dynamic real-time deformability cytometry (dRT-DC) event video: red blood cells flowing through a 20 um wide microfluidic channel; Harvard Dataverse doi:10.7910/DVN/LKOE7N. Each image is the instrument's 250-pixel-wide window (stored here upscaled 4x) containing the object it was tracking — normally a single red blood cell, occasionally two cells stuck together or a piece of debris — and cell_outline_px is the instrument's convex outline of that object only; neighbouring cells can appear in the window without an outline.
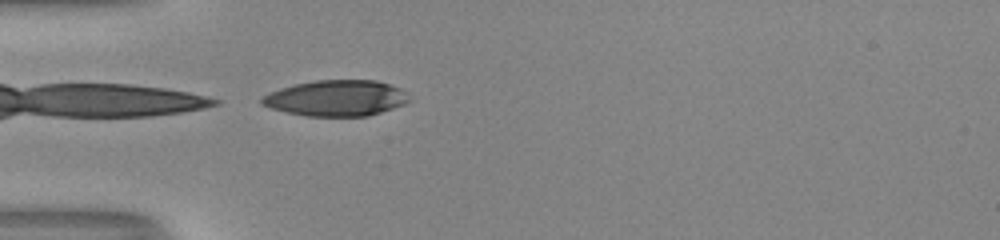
{"species": "human", "species_latin": "Homo sapiens", "temperature_condition": "room temperature", "stored_images_in_passage": 36, "camera_frame_rate_fps": 3000, "um_per_image_px": 0.085, "donor": {"sex": "male"}, "frame": {"image": 1, "passage_image": 1, "time_ms": 0.0, "image_size_px": [1000, 240], "cell_outline_px": [[412, 100], [404, 104], [368, 116], [308, 116], [288, 112], [272, 108], [260, 104], [260, 100], [264, 96], [280, 88], [296, 84], [316, 80], [376, 80], [400, 88]], "centroid_in_image_um": [28.6, 8.34], "position_along_channel_um": 56.4, "area_um2": 30.52}}
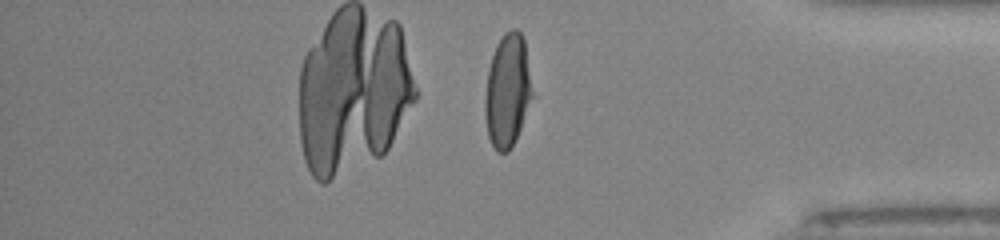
{"frame": {"image": 2, "passage_image": 28, "time_ms": 9.0, "image_size_px": [1000, 240], "cell_outline_px": [[532, 96], [520, 128], [508, 152], [496, 152], [488, 136], [484, 112], [484, 100], [488, 68], [496, 44], [504, 32], [512, 28], [516, 28], [520, 32], [524, 40], [532, 92]], "centroid_in_image_um": [43.1, 7.68], "position_along_channel_um": 392.1, "area_um2": 30.81}}
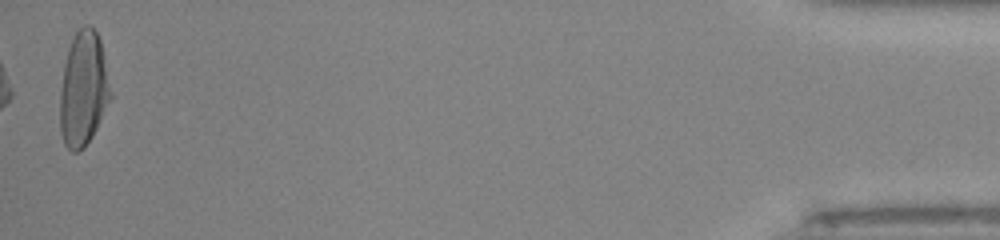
{"frame": {"image": 3, "passage_image": 36, "time_ms": 11.667, "image_size_px": [1000, 240], "cell_outline_px": [[112, 96], [92, 136], [84, 148], [76, 152], [72, 152], [64, 144], [60, 132], [60, 92], [64, 64], [68, 48], [72, 36], [84, 24], [88, 24], [96, 32], [100, 40], [104, 56], [112, 92]], "centroid_in_image_um": [7.08, 7.56], "position_along_channel_um": 428.1, "area_um2": 33.87}, "authors_computed_cell_mechanics": {"area_um2": 32.1657, "velocity_mm_per_s": 4.0476, "shape_relaxation_time_tau1_ms": 4.9484, "shape_relaxation_time_tau2_ms": 0.9578, "deformation_change_tau1": 0.2358, "deformation_change_tau2": 0.0533}}